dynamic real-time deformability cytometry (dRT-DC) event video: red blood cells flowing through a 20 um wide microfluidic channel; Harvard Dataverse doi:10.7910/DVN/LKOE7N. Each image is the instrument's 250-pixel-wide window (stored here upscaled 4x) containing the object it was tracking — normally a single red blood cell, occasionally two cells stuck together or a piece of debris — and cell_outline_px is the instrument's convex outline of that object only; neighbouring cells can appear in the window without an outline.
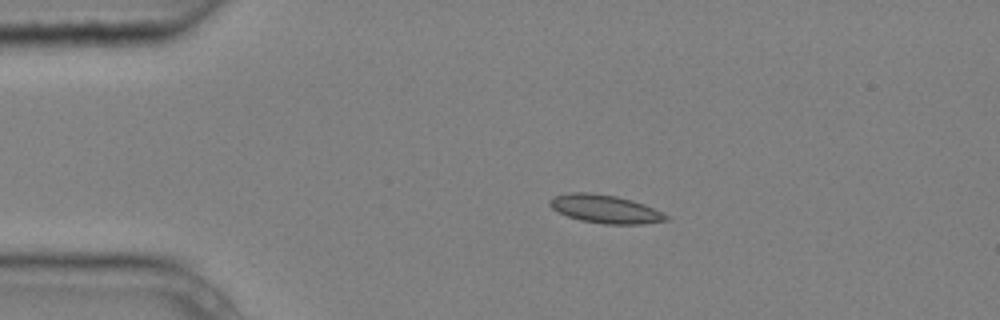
{"species": "common noctule bat (a hibernating species)", "species_latin": "Nyctalus noctula", "temperature_condition": "cold", "stored_images_in_passage": 4, "camera_frame_rate_fps": 3000, "um_per_image_px": 0.085, "animal": {"sex": "male", "body_mass_g": 20.4}, "frame": {"image": 1, "passage_image": 2, "time_ms": 0.333, "image_size_px": [1000, 320], "cell_outline_px": [[672, 220], [644, 224], [604, 224], [580, 220], [568, 216], [552, 208], [548, 204], [548, 200], [552, 196], [568, 192], [588, 192], [616, 196], [632, 200], [644, 204], [668, 216]], "centroid_in_image_um": [51.42, 17.76], "position_along_channel_um": 33.6, "area_um2": 19.25}}
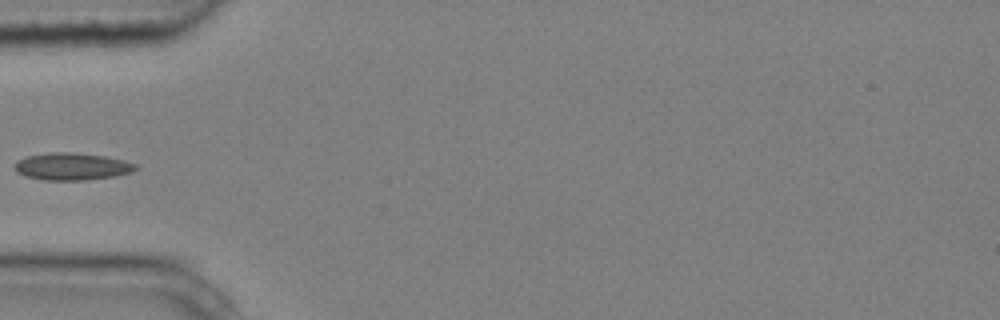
{"frame": {"image": 2, "passage_image": 4, "time_ms": 1.0, "image_size_px": [1000, 320], "cell_outline_px": [[140, 168], [132, 172], [116, 176], [88, 180], [44, 180], [24, 176], [16, 172], [16, 160], [28, 156], [52, 152], [76, 152], [104, 156], [124, 160], [136, 164]], "centroid_in_image_um": [6.15, 14.15], "position_along_channel_um": 78.8, "area_um2": 19.36}}